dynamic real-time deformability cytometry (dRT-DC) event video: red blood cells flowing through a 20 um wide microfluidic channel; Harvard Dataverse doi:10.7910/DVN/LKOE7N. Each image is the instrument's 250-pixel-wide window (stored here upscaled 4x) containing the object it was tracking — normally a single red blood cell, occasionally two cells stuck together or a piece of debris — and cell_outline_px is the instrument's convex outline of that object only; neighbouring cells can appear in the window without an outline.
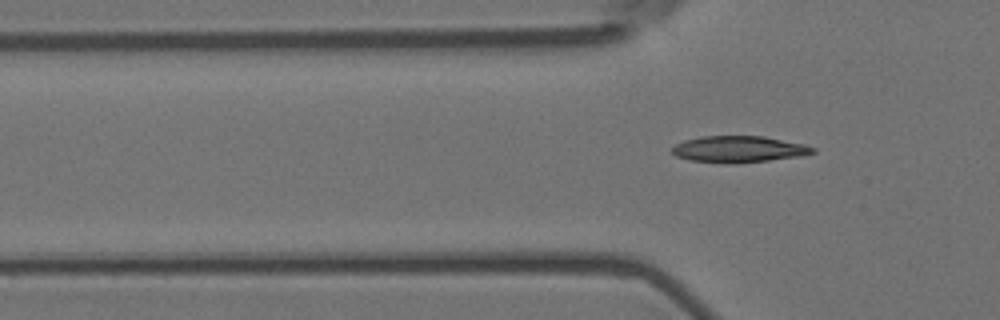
{"species": "Egyptian fruit bat (a non-hibernating species)", "species_latin": "Rousettus aegyptiacus", "temperature_condition": "room temperature", "stored_images_in_passage": 3, "segment_of_instrument_passage": [2, 2], "camera_frame_rate_fps": 3000, "um_per_image_px": 0.085, "animal": {"sex": "female"}, "frame": {"image": 1, "passage_image": 3, "time_ms": 0.667, "image_size_px": [1000, 320], "cell_outline_px": [[816, 152], [804, 156], [732, 164], [724, 164], [688, 160], [676, 156], [672, 152], [672, 148], [676, 144], [684, 140], [700, 136], [764, 136], [804, 144], [816, 148]], "centroid_in_image_um": [62.8, 12.69], "position_along_channel_um": 63.0, "area_um2": 21.96}}